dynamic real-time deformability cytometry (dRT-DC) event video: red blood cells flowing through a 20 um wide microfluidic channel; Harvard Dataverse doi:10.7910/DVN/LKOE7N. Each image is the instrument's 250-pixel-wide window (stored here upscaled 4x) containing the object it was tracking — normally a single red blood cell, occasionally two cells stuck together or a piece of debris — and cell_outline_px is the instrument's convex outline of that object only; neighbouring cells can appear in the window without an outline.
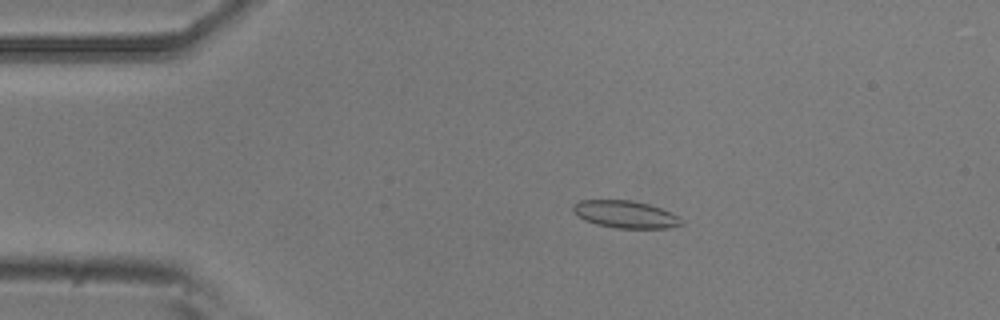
{"species": "common noctule bat (a hibernating species)", "species_latin": "Nyctalus noctula", "temperature_condition": "room temperature", "stored_images_in_passage": 54, "camera_frame_rate_fps": 3000, "um_per_image_px": 0.085, "animal": {"sex": "male", "body_mass_g": 20.5, "forearm_length_mm": 52.5}, "frame": {"image": 1, "passage_image": 10, "time_ms": 3.0, "image_size_px": [1000, 320], "cell_outline_px": [[684, 224], [668, 228], [616, 228], [596, 224], [584, 220], [576, 216], [572, 212], [572, 208], [580, 200], [632, 200], [648, 204], [660, 208], [680, 216]], "centroid_in_image_um": [53.16, 18.22], "position_along_channel_um": 31.8, "area_um2": 17.34}}
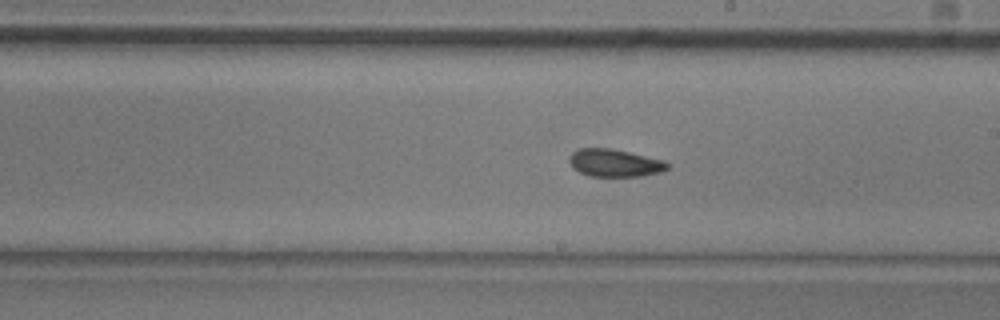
{"frame": {"image": 2, "passage_image": 30, "time_ms": 9.667, "image_size_px": [1000, 320], "cell_outline_px": [[668, 168], [660, 172], [640, 176], [588, 176], [572, 168], [568, 160], [572, 152], [580, 148], [612, 148], [664, 160], [668, 164]], "centroid_in_image_um": [52.21, 13.84], "position_along_channel_um": 236.8, "area_um2": 15.78}}
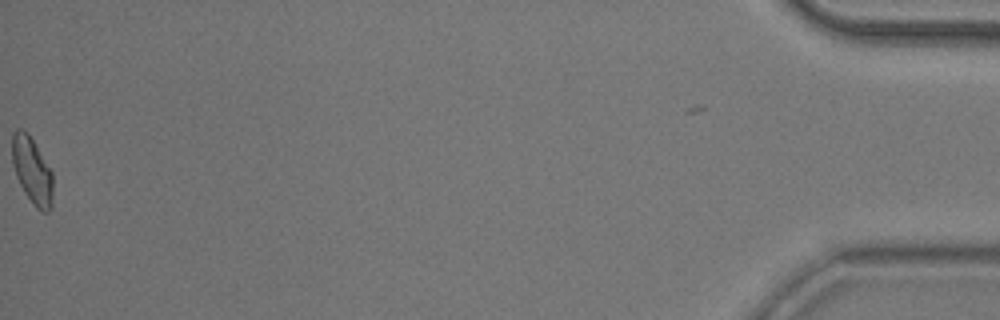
{"frame": {"image": 3, "passage_image": 54, "time_ms": 17.667, "image_size_px": [1000, 320], "cell_outline_px": [[52, 208], [48, 212], [44, 212], [36, 208], [24, 192], [16, 176], [12, 164], [12, 132], [16, 128], [24, 128], [28, 132], [52, 172]], "centroid_in_image_um": [2.71, 14.47], "position_along_channel_um": 432.5, "area_um2": 15.95}, "authors_computed_cell_mechanics": {"area_um2": 16.184, "velocity_mm_per_s": 3.7249, "shape_relaxation_time_tau1_ms": 5.5557, "shape_relaxation_time_tau2_ms": 2.7445, "deformation_change_tau1": 0.1282, "deformation_change_tau2": 0.0698}}